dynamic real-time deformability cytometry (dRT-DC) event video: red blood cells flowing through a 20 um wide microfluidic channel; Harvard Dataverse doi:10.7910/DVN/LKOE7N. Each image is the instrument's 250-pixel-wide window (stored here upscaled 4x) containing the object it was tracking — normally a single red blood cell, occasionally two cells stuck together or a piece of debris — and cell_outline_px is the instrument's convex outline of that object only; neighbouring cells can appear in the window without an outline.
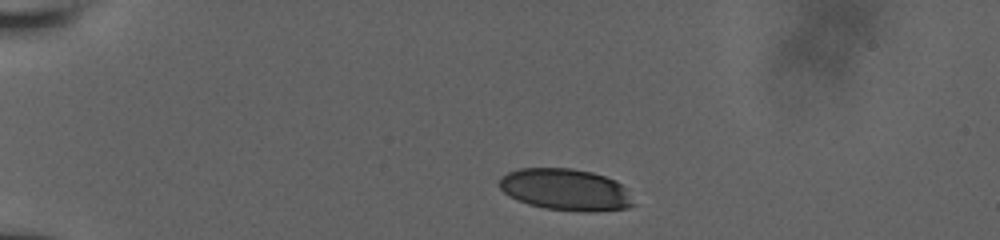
{"species": "human", "species_latin": "Homo sapiens", "temperature_condition": "room temperature", "stored_images_in_passage": 37, "camera_frame_rate_fps": 3000, "um_per_image_px": 0.085, "donor": {"sex": "male"}, "frame": {"image": 1, "passage_image": 1, "time_ms": 0.0, "image_size_px": [1000, 240], "cell_outline_px": [[636, 204], [628, 208], [592, 212], [580, 212], [544, 208], [528, 204], [508, 196], [496, 184], [500, 176], [508, 172], [520, 168], [572, 168], [592, 172], [616, 180], [624, 188]], "centroid_in_image_um": [48.04, 16.12], "position_along_channel_um": 37.0, "area_um2": 32.89}}
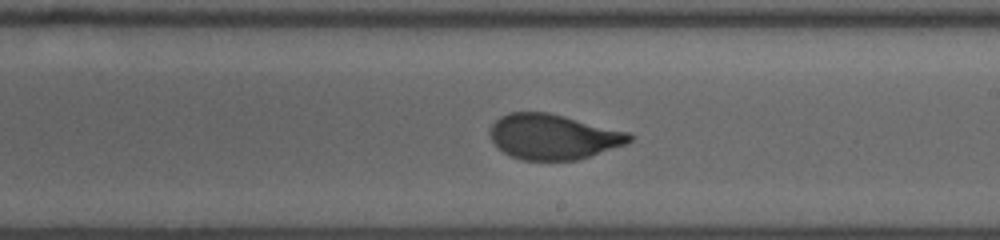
{"frame": {"image": 2, "passage_image": 22, "time_ms": 7.0, "image_size_px": [1000, 240], "cell_outline_px": [[632, 140], [624, 144], [576, 160], [520, 160], [504, 152], [492, 140], [488, 132], [492, 124], [500, 116], [508, 112], [548, 112], [628, 132], [632, 136]], "centroid_in_image_um": [46.97, 11.61], "position_along_channel_um": 242.0, "area_um2": 36.3}}
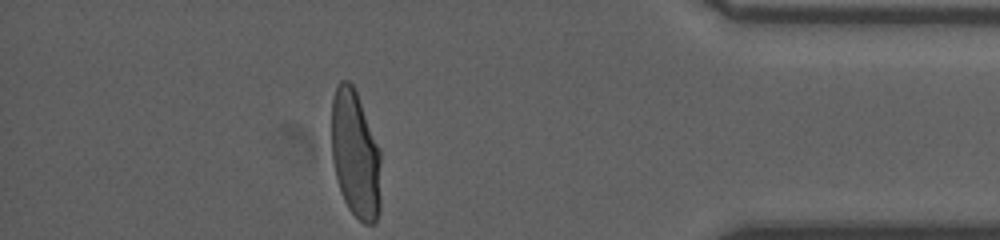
{"frame": {"image": 3, "passage_image": 37, "time_ms": 12.0, "image_size_px": [1000, 240], "cell_outline_px": [[380, 212], [376, 224], [364, 224], [348, 208], [340, 192], [332, 160], [332, 100], [336, 84], [340, 80], [348, 80], [352, 84], [356, 92], [380, 148]], "centroid_in_image_um": [30.21, 13.14], "position_along_channel_um": 405.0, "area_um2": 37.05}, "authors_computed_cell_mechanics": {"area_um2": 36.8764, "velocity_mm_per_s": 3.9134, "shape_relaxation_time_tau1_ms": 5.8171, "shape_relaxation_time_tau2_ms": null, "deformation_change_tau1": 0.2332, "deformation_change_tau2": null}}